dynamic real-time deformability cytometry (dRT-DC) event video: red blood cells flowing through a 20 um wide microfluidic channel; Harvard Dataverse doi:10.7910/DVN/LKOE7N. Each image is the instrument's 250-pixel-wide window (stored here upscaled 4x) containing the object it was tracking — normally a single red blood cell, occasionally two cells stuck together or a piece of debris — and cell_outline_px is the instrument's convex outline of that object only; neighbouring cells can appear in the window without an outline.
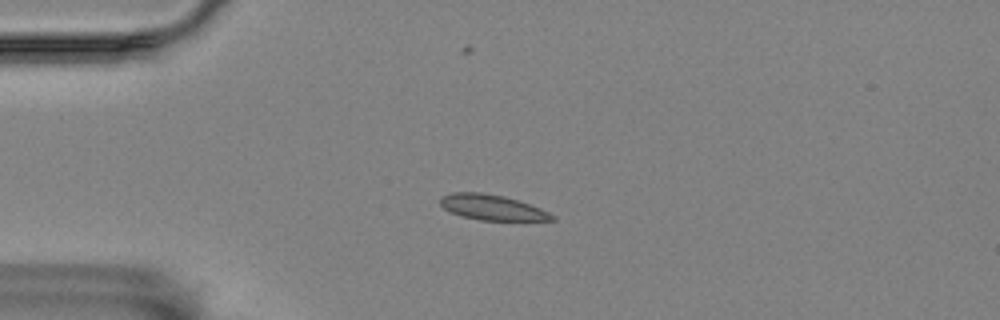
{"species": "Egyptian fruit bat (a non-hibernating species)", "species_latin": "Rousettus aegyptiacus", "temperature_condition": "room temperature", "stored_images_in_passage": 1, "camera_frame_rate_fps": 3000, "um_per_image_px": 0.085, "animal": {"sex": "female"}, "frame": {"image": 1, "passage_image": 1, "time_ms": 0.0, "image_size_px": [1000, 320], "cell_outline_px": [[556, 220], [480, 220], [460, 216], [444, 208], [440, 204], [440, 196], [452, 192], [480, 192], [504, 196], [540, 208], [556, 216]], "centroid_in_image_um": [41.8, 17.62], "position_along_channel_um": 43.2, "area_um2": 16.42}}